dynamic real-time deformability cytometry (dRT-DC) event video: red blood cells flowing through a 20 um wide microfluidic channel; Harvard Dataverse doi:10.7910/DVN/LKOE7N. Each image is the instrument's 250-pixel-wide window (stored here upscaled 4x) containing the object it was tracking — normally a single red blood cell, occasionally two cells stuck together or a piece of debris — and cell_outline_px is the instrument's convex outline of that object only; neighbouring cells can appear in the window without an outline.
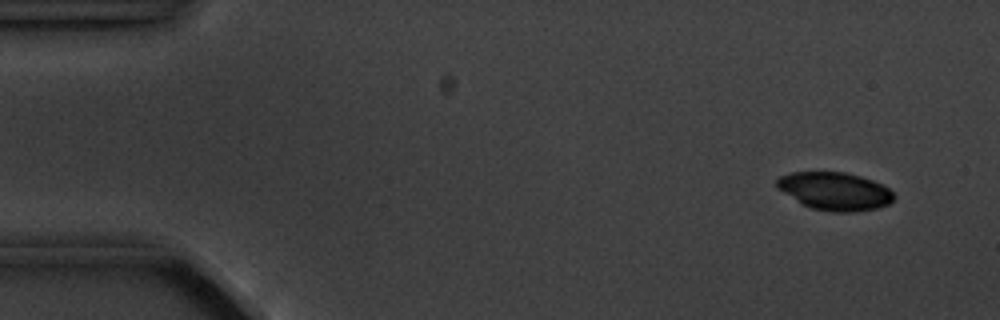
{"species": "common noctule bat (a hibernating species)", "species_latin": "Nyctalus noctula", "temperature_condition": "cold", "stored_images_in_passage": 5, "camera_frame_rate_fps": 3000, "um_per_image_px": 0.085, "animal": {"sex": "male", "body_mass_g": 20.1, "forearm_length_mm": 53.5}, "frame": {"image": 1, "passage_image": 2, "time_ms": 1.0, "image_size_px": [1000, 320], "cell_outline_px": [[896, 196], [888, 204], [876, 208], [852, 212], [832, 212], [812, 208], [800, 204], [776, 188], [776, 180], [780, 176], [792, 172], [844, 172], [860, 176], [872, 180], [888, 188]], "centroid_in_image_um": [70.92, 16.25], "position_along_channel_um": 14.1, "area_um2": 25.89}}